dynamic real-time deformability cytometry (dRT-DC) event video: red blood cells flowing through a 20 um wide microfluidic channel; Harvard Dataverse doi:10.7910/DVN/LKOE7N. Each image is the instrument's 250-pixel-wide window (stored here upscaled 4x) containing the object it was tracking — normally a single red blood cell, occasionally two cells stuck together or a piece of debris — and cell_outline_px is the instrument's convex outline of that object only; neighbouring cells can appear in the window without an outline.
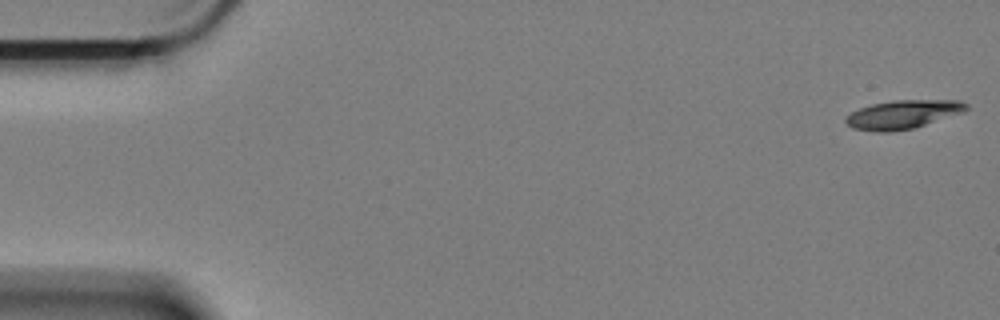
{"species": "Egyptian fruit bat (a non-hibernating species)", "species_latin": "Rousettus aegyptiacus", "temperature_condition": "cold", "stored_images_in_passage": 60, "camera_frame_rate_fps": 3000, "um_per_image_px": 0.085, "animal": {"sex": "female"}, "frame": {"image": 1, "passage_image": 1, "time_ms": 0.0, "image_size_px": [1000, 320], "cell_outline_px": [[968, 108], [964, 112], [912, 128], [892, 132], [876, 132], [852, 128], [844, 120], [844, 116], [860, 108], [872, 104], [896, 100], [960, 100], [968, 104]], "centroid_in_image_um": [76.73, 9.72], "position_along_channel_um": 8.3, "area_um2": 20.06}}
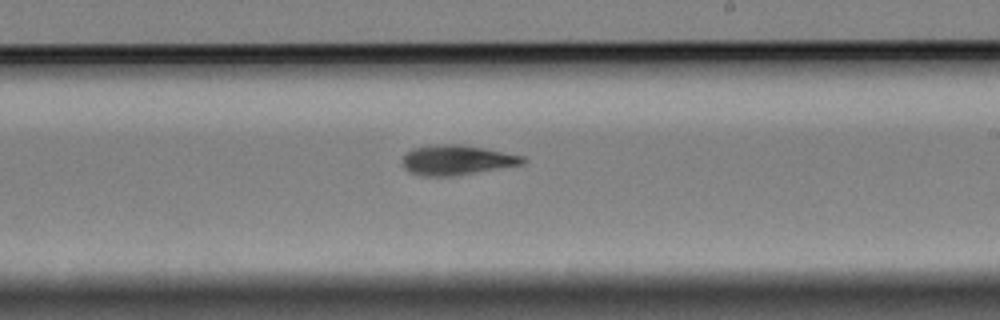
{"frame": {"image": 2, "passage_image": 35, "time_ms": 11.333, "image_size_px": [1000, 320], "cell_outline_px": [[528, 160], [524, 164], [452, 176], [420, 176], [408, 172], [404, 168], [400, 160], [412, 148], [428, 144], [460, 144], [484, 148], [524, 156]], "centroid_in_image_um": [38.78, 13.6], "position_along_channel_um": 250.2, "area_um2": 21.21}}
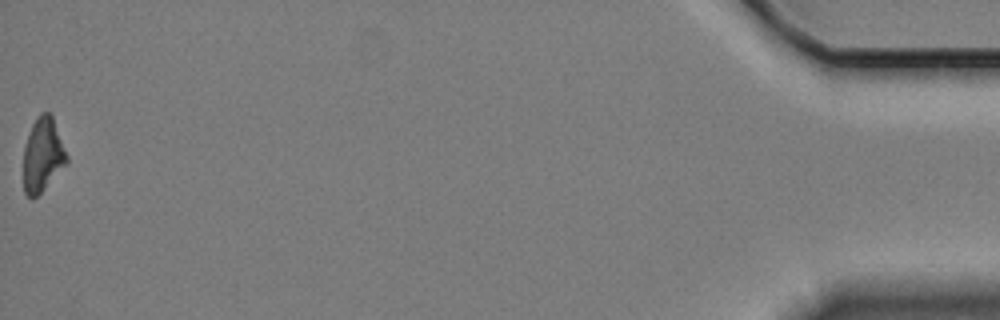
{"frame": {"image": 3, "passage_image": 60, "time_ms": 19.667, "image_size_px": [1000, 320], "cell_outline_px": [[68, 164], [32, 200], [24, 192], [24, 148], [32, 124], [36, 116], [40, 112], [48, 112], [52, 116], [68, 156]], "centroid_in_image_um": [3.64, 13.16], "position_along_channel_um": 431.6, "area_um2": 18.55}, "authors_computed_cell_mechanics": {"area_um2": 20.0566, "velocity_mm_per_s": 3.3288, "shape_relaxation_time_tau1_ms": 6.5932, "shape_relaxation_time_tau2_ms": 6.2674, "deformation_change_tau1": 0.1817, "deformation_change_tau2": 0.1545}}